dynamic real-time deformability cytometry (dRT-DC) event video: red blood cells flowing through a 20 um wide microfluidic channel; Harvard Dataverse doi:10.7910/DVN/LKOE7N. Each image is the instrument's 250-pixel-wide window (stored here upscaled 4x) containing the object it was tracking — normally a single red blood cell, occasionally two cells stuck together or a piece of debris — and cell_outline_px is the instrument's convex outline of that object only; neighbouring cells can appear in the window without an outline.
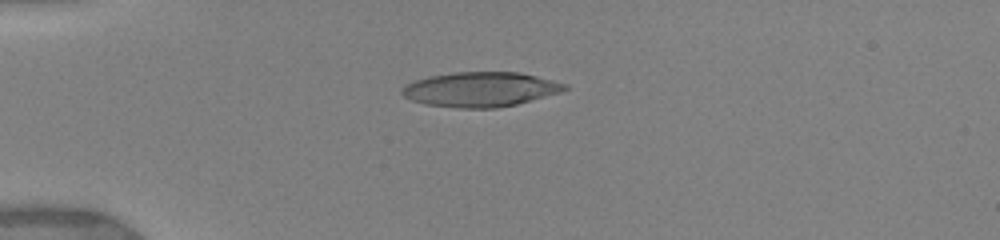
{"species": "human", "species_latin": "Homo sapiens", "temperature_condition": "warm", "stored_images_in_passage": 27, "camera_frame_rate_fps": 3000, "um_per_image_px": 0.085, "donor": {"sex": "female"}, "frame": {"image": 1, "passage_image": 5, "time_ms": 4.333, "image_size_px": [1000, 240], "cell_outline_px": [[568, 88], [560, 92], [516, 104], [496, 108], [460, 108], [424, 104], [412, 100], [404, 96], [400, 92], [400, 88], [404, 84], [428, 76], [452, 72], [520, 72], [568, 84]], "centroid_in_image_um": [40.79, 7.59], "position_along_channel_um": 44.2, "area_um2": 32.95}}
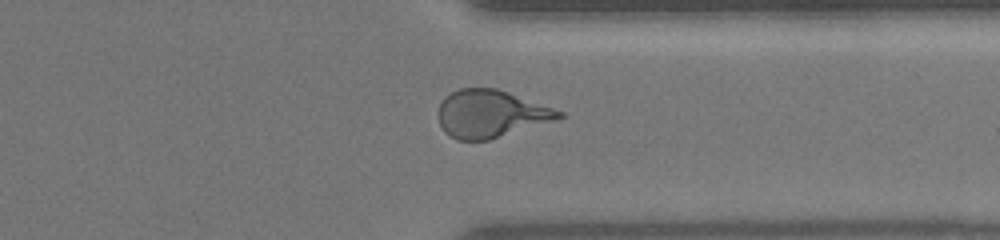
{"frame": {"image": 2, "passage_image": 18, "time_ms": 13.333, "image_size_px": [1000, 240], "cell_outline_px": [[564, 116], [556, 120], [488, 140], [456, 140], [444, 132], [440, 124], [436, 112], [444, 96], [460, 88], [496, 88], [508, 92], [564, 112]], "centroid_in_image_um": [41.67, 9.67], "position_along_channel_um": 369.7, "area_um2": 33.35}}
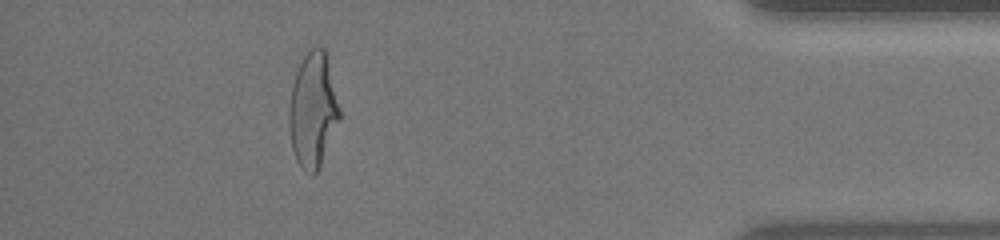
{"frame": {"image": 3, "passage_image": 23, "time_ms": 15.333, "image_size_px": [1000, 240], "cell_outline_px": [[340, 120], [320, 168], [312, 176], [296, 160], [292, 148], [288, 128], [288, 108], [292, 84], [296, 72], [304, 56], [312, 48], [324, 48], [340, 108]], "centroid_in_image_um": [26.59, 9.41], "position_along_channel_um": 408.6, "area_um2": 33.7}, "authors_computed_cell_mechanics": {"area_um2": 33.2928, "velocity_mm_per_s": 3.954, "shape_relaxation_time_tau1_ms": 6.8672, "shape_relaxation_time_tau2_ms": null, "deformation_change_tau1": 0.2826, "deformation_change_tau2": null}}